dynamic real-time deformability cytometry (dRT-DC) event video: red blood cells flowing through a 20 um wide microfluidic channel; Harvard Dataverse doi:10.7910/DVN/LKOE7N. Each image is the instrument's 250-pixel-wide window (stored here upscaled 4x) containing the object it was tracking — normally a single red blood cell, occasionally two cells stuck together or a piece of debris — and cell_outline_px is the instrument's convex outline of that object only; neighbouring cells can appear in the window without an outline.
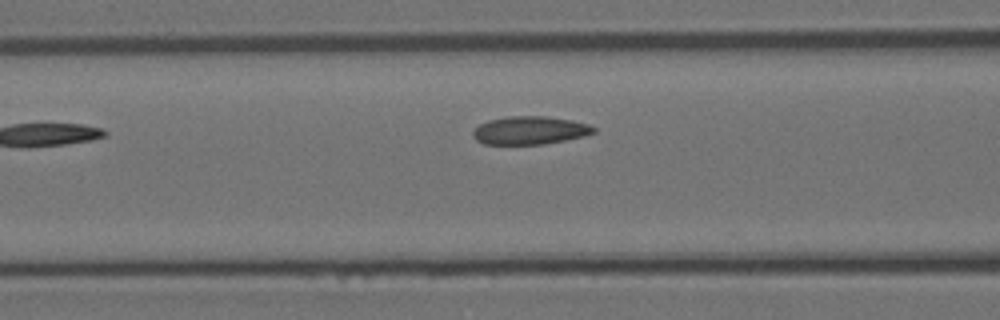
{"species": "Egyptian fruit bat (a non-hibernating species)", "species_latin": "Rousettus aegyptiacus", "temperature_condition": "room temperature", "stored_images_in_passage": 6, "camera_frame_rate_fps": 3000, "um_per_image_px": 0.085, "animal": {"sex": "female"}, "frame": {"image": 1, "passage_image": 5, "time_ms": 1.333, "image_size_px": [1000, 320], "cell_outline_px": [[596, 132], [584, 136], [544, 144], [484, 144], [476, 140], [472, 136], [472, 132], [480, 124], [488, 120], [508, 116], [544, 116], [572, 120], [588, 124], [596, 128]], "centroid_in_image_um": [45.03, 11.08], "position_along_channel_um": 121.6, "area_um2": 19.77}}
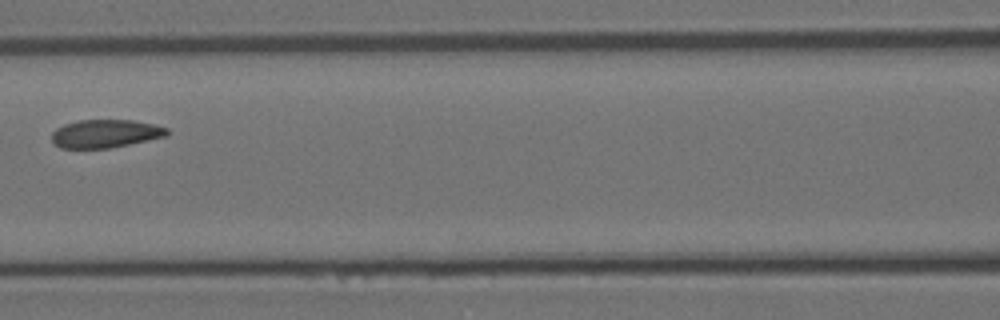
{"frame": {"image": 2, "passage_image": 6, "time_ms": 1.667, "image_size_px": [1000, 320], "cell_outline_px": [[172, 132], [168, 136], [108, 148], [60, 148], [52, 140], [52, 132], [56, 128], [64, 124], [80, 120], [132, 120], [152, 124], [168, 128]], "centroid_in_image_um": [8.98, 11.35], "position_along_channel_um": 157.6, "area_um2": 18.9}}